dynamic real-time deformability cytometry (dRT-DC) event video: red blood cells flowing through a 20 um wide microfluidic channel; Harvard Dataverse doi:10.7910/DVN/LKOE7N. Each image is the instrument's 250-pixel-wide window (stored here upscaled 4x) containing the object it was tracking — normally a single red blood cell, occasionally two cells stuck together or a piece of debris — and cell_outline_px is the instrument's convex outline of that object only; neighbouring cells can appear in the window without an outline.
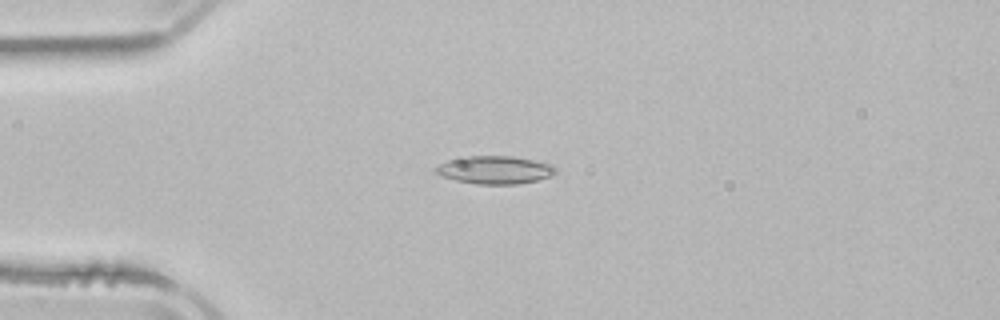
{"species": "common noctule bat (a hibernating species)", "species_latin": "Nyctalus noctula", "temperature_condition": "room temperature", "stored_images_in_passage": 2, "camera_frame_rate_fps": 3000, "um_per_image_px": 0.085, "animal": {"sex": "male", "body_mass_g": 21.5, "forearm_length_mm": 52.0}, "frame": {"image": 1, "passage_image": 2, "time_ms": 1.333, "image_size_px": [1000, 320], "cell_outline_px": [[556, 172], [548, 176], [536, 180], [516, 184], [476, 184], [456, 180], [444, 176], [436, 172], [436, 168], [440, 164], [448, 160], [464, 156], [512, 156], [552, 164], [556, 168]], "centroid_in_image_um": [42.07, 14.43], "position_along_channel_um": 42.9, "area_um2": 19.19}}